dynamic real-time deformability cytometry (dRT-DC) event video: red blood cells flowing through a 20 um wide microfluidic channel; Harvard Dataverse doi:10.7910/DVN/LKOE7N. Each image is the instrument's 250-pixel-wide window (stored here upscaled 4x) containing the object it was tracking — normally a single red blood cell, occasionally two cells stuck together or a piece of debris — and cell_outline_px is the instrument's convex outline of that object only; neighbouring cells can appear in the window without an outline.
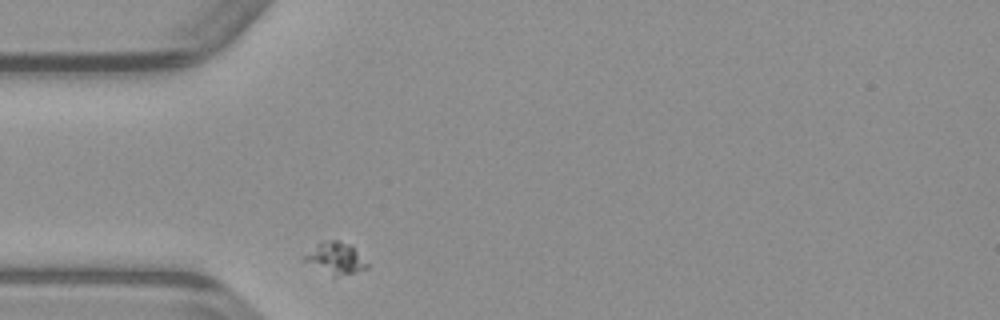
{"species": "common noctule bat (a hibernating species)", "species_latin": "Nyctalus noctula", "temperature_condition": "warm", "stored_images_in_passage": 27, "camera_frame_rate_fps": 3000, "um_per_image_px": 0.085, "animal": {"sex": "male", "body_mass_g": 23.1, "forearm_length_mm": 52.7}, "frame": {"image": 1, "passage_image": 1, "time_ms": 0.0, "image_size_px": [1000, 320], "cell_outline_px": [[368, 268], [352, 272], [332, 276], [304, 260], [300, 256], [320, 240], [336, 240], [352, 244], [368, 264]], "centroid_in_image_um": [28.48, 21.89], "position_along_channel_um": 56.5, "area_um2": 11.56}}
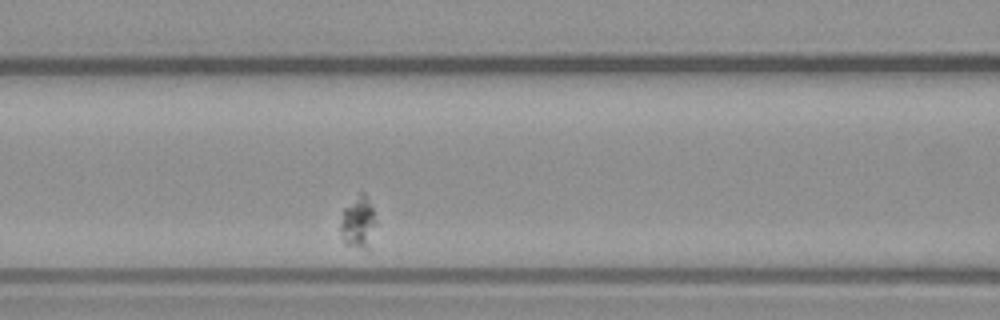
{"frame": {"image": 2, "passage_image": 8, "time_ms": 2.333, "image_size_px": [1000, 320], "cell_outline_px": [[376, 224], [368, 252], [344, 244], [340, 228], [340, 224], [344, 208], [360, 192], [364, 192], [372, 208]], "centroid_in_image_um": [30.45, 18.97], "position_along_channel_um": 136.2, "area_um2": 10.87}}
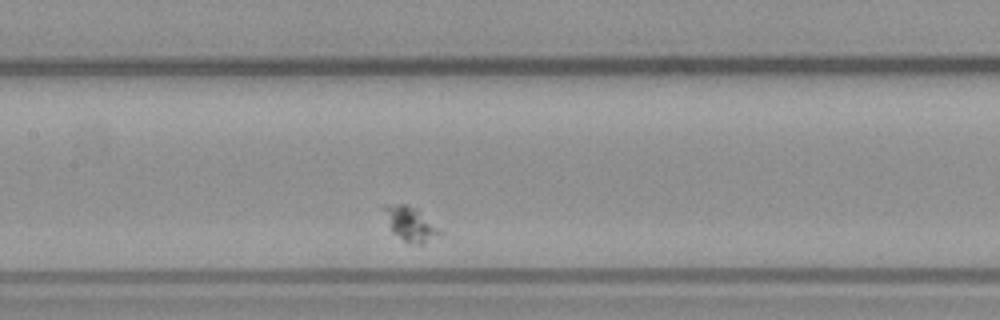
{"frame": {"image": 3, "passage_image": 11, "time_ms": 3.333, "image_size_px": [1000, 320], "cell_outline_px": [[444, 232], [424, 244], [416, 244], [404, 240], [392, 232], [384, 208], [384, 204], [408, 204], [440, 228]], "centroid_in_image_um": [34.92, 19.05], "position_along_channel_um": 172.5, "area_um2": 10.69}}